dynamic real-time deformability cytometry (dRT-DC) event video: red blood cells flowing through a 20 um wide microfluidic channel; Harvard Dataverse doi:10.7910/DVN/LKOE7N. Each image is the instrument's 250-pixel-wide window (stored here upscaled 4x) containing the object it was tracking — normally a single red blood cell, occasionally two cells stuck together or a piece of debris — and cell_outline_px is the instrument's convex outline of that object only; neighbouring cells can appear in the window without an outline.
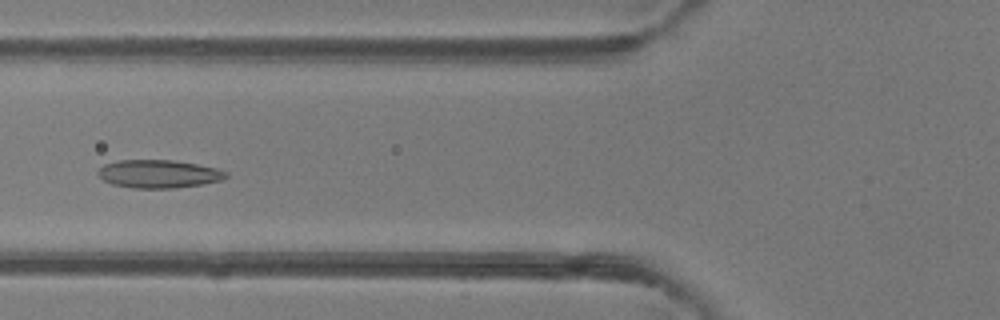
{"species": "common noctule bat (a hibernating species)", "species_latin": "Nyctalus noctula", "temperature_condition": "room temperature", "stored_images_in_passage": 6, "camera_frame_rate_fps": 3000, "um_per_image_px": 0.085, "animal": {"sex": "female"}, "frame": {"image": 1, "passage_image": 6, "time_ms": 5.667, "image_size_px": [1000, 320], "cell_outline_px": [[228, 176], [220, 180], [200, 184], [176, 188], [132, 188], [112, 184], [104, 180], [96, 172], [104, 164], [120, 160], [172, 160], [196, 164], [216, 168], [228, 172]], "centroid_in_image_um": [13.47, 14.78], "position_along_channel_um": 112.3, "area_um2": 20.81}}